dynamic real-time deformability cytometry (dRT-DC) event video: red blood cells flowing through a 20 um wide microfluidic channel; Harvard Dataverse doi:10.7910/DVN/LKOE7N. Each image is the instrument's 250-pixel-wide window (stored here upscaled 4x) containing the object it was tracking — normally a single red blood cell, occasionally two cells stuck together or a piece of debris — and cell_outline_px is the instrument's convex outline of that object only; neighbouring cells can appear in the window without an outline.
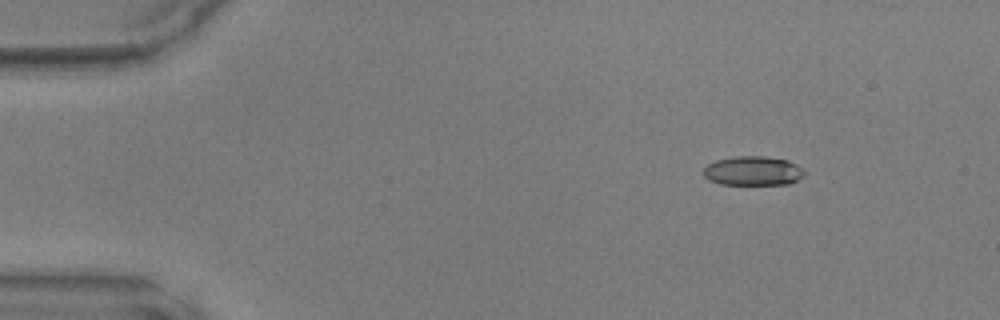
{"species": "common noctule bat (a hibernating species)", "species_latin": "Nyctalus noctula", "temperature_condition": "warm", "stored_images_in_passage": 14, "camera_frame_rate_fps": 3000, "um_per_image_px": 0.085, "animal": {"sex": "male", "body_mass_g": 17.9, "forearm_length_mm": 54.2}, "frame": {"image": 1, "passage_image": 6, "time_ms": 1.667, "image_size_px": [1000, 320], "cell_outline_px": [[804, 176], [788, 184], [720, 184], [708, 180], [704, 176], [704, 168], [708, 164], [716, 160], [736, 156], [764, 156], [788, 160], [804, 168]], "centroid_in_image_um": [64.01, 14.52], "position_along_channel_um": 21.0, "area_um2": 17.22}}